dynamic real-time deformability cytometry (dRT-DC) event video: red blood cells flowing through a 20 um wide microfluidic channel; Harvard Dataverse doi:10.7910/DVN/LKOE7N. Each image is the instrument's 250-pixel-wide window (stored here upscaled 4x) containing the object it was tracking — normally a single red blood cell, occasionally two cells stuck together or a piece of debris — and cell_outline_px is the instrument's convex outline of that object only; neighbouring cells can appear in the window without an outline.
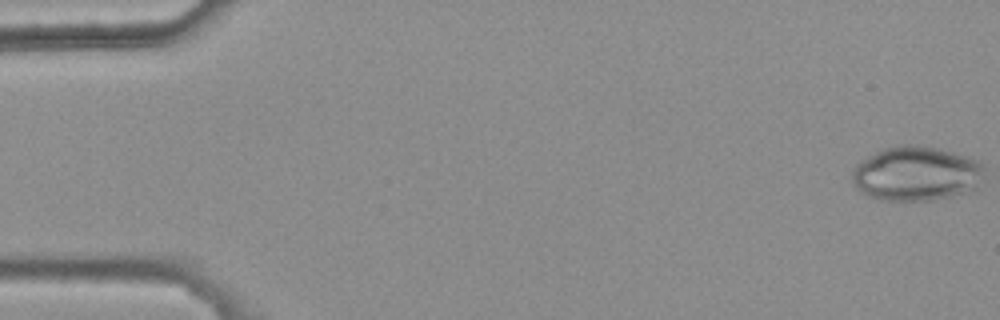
{"species": "common noctule bat (a hibernating species)", "species_latin": "Nyctalus noctula", "temperature_condition": "warm", "stored_images_in_passage": 47, "camera_frame_rate_fps": 3000, "um_per_image_px": 0.085, "animal": {"sex": "female", "body_mass_g": 25.1}, "frame": {"image": 1, "passage_image": 1, "time_ms": 0.0, "image_size_px": [1000, 320], "cell_outline_px": [[984, 168], [972, 188], [948, 196], [932, 200], [880, 200], [868, 196], [856, 188], [852, 180], [852, 172], [856, 164], [860, 160], [884, 148], [900, 144], [912, 144], [936, 148], [952, 152], [980, 160], [984, 164]], "centroid_in_image_um": [77.79, 14.73], "position_along_channel_um": 7.2, "area_um2": 41.38}}
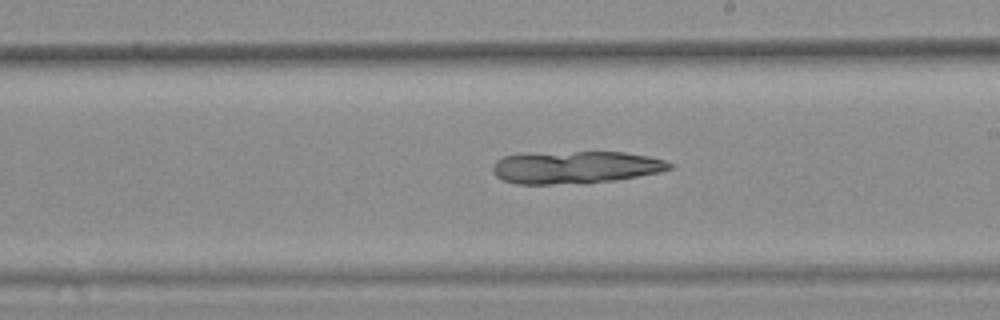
{"frame": {"image": 2, "passage_image": 31, "time_ms": 10.0, "image_size_px": [1000, 320], "cell_outline_px": [[676, 164], [672, 168], [660, 172], [616, 180], [588, 184], [516, 184], [504, 180], [496, 176], [492, 172], [492, 168], [496, 160], [504, 156], [520, 152], [624, 152], [648, 156], [664, 160]], "centroid_in_image_um": [48.89, 14.22], "position_along_channel_um": 240.1, "area_um2": 34.22}}
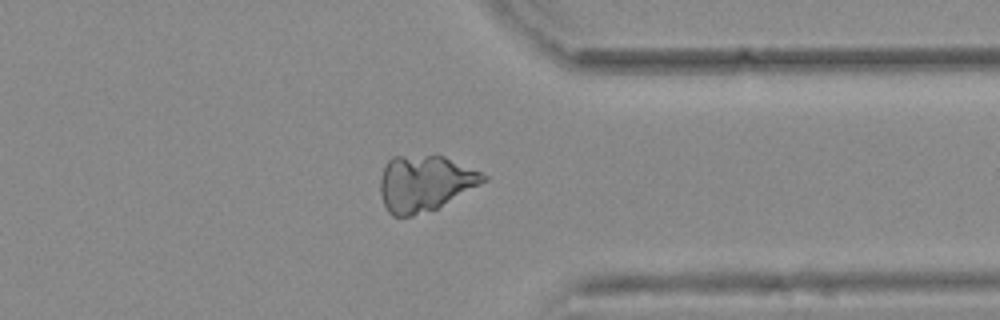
{"frame": {"image": 3, "passage_image": 42, "time_ms": 13.667, "image_size_px": [1000, 320], "cell_outline_px": [[488, 180], [436, 208], [412, 216], [392, 216], [388, 212], [384, 204], [380, 192], [380, 176], [384, 164], [392, 156], [444, 156], [480, 172], [488, 176]], "centroid_in_image_um": [36.07, 15.57], "position_along_channel_um": 375.3, "area_um2": 33.29}}